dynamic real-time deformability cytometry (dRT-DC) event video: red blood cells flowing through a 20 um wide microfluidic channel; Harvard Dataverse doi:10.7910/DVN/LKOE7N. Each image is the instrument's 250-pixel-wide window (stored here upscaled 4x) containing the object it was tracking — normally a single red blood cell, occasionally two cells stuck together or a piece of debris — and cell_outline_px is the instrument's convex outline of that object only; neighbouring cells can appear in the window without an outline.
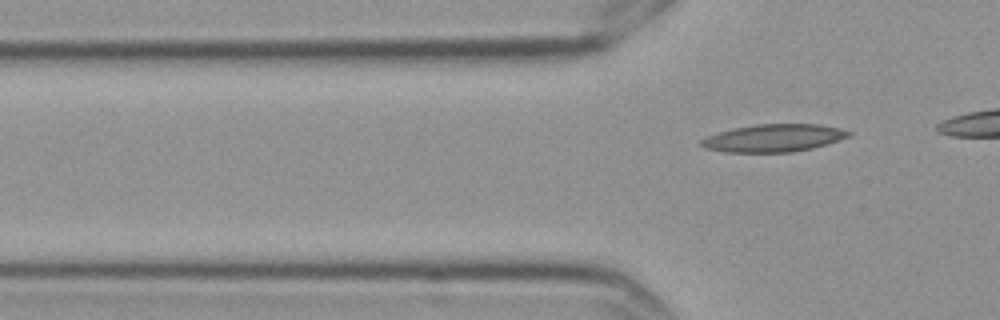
{"species": "Egyptian fruit bat (a non-hibernating species)", "species_latin": "Rousettus aegyptiacus", "temperature_condition": "cold", "stored_images_in_passage": 2, "camera_frame_rate_fps": 3000, "um_per_image_px": 0.085, "frame": {"image": 1, "passage_image": 2, "time_ms": 0.333, "image_size_px": [1000, 320], "cell_outline_px": [[852, 136], [828, 144], [812, 148], [792, 152], [724, 152], [704, 148], [696, 144], [700, 140], [708, 136], [732, 128], [756, 124], [820, 124], [840, 128], [852, 132]], "centroid_in_image_um": [65.77, 11.73], "position_along_channel_um": 60.0, "area_um2": 23.99}}